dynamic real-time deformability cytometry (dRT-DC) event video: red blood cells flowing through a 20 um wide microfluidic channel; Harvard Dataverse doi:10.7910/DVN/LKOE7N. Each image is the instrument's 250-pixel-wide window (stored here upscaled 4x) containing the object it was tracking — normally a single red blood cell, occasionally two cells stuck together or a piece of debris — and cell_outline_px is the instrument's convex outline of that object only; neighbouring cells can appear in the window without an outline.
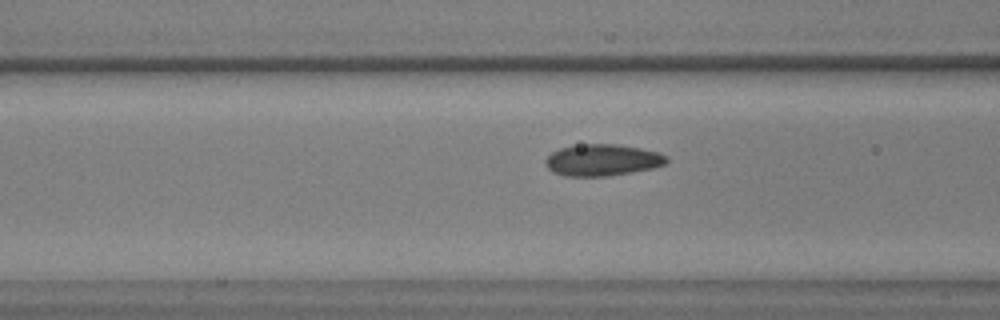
{"species": "common noctule bat (a hibernating species)", "species_latin": "Nyctalus noctula", "temperature_condition": "warm", "stored_images_in_passage": 38, "camera_frame_rate_fps": 3000, "um_per_image_px": 0.085, "animal": {"sex": "male", "body_mass_g": 17.9, "forearm_length_mm": 54.2}, "frame": {"image": 1, "passage_image": 15, "time_ms": 4.667, "image_size_px": [1000, 320], "cell_outline_px": [[668, 160], [664, 164], [652, 168], [632, 172], [608, 176], [564, 176], [552, 172], [544, 164], [544, 160], [552, 152], [560, 148], [580, 144], [616, 144], [640, 148], [660, 152], [668, 156]], "centroid_in_image_um": [51.19, 13.6], "position_along_channel_um": 115.4, "area_um2": 22.43}}
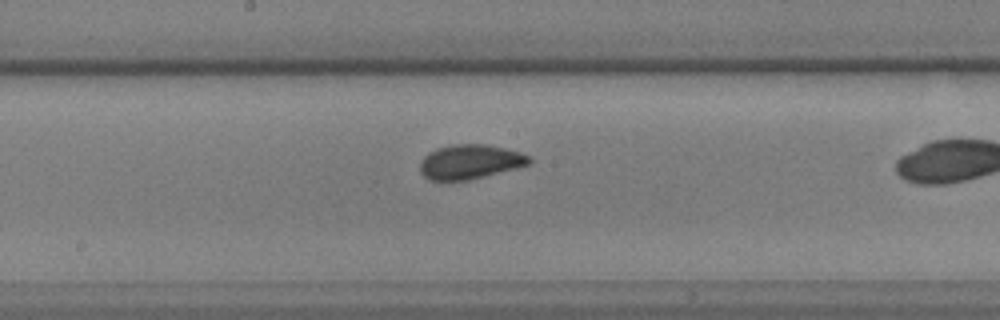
{"frame": {"image": 2, "passage_image": 23, "time_ms": 7.333, "image_size_px": [1000, 320], "cell_outline_px": [[532, 164], [468, 180], [428, 180], [420, 172], [420, 160], [428, 152], [436, 148], [452, 144], [484, 144], [504, 148], [520, 152], [528, 156], [532, 160]], "centroid_in_image_um": [39.93, 13.75], "position_along_channel_um": 208.3, "area_um2": 21.96}}
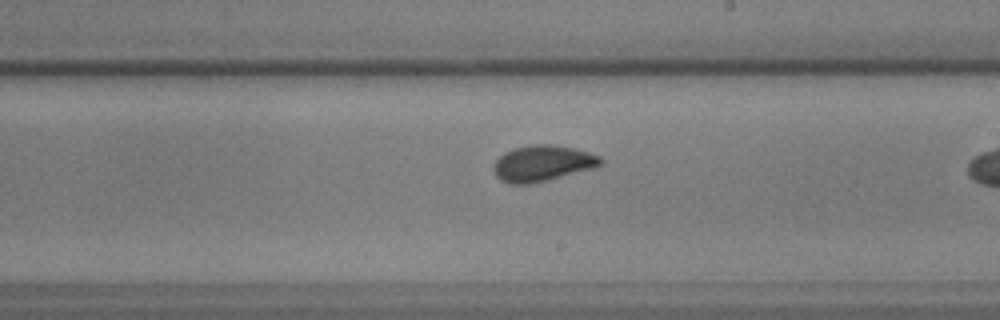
{"frame": {"image": 3, "passage_image": 26, "time_ms": 8.333, "image_size_px": [1000, 320], "cell_outline_px": [[604, 164], [596, 168], [532, 184], [508, 184], [500, 180], [496, 176], [492, 168], [492, 164], [504, 152], [512, 148], [536, 144], [552, 144], [572, 148], [588, 152], [600, 156], [604, 160]], "centroid_in_image_um": [46.12, 13.89], "position_along_channel_um": 242.9, "area_um2": 22.83}}